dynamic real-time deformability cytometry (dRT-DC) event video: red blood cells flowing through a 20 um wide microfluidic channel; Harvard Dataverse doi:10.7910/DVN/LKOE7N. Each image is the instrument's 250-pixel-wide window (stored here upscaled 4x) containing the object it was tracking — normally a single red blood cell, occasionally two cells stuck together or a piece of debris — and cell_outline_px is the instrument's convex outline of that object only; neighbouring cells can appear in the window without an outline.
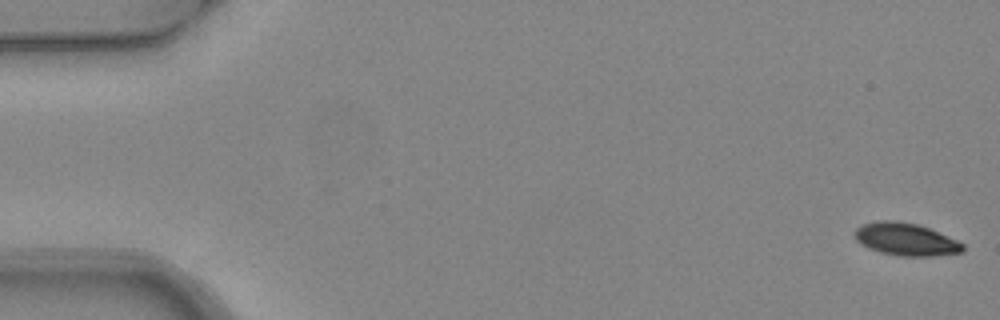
{"species": "common noctule bat (a hibernating species)", "species_latin": "Nyctalus noctula", "temperature_condition": "warm", "stored_images_in_passage": 6, "camera_frame_rate_fps": 3000, "um_per_image_px": 0.085, "animal": {"sex": "female", "body_mass_g": 24.6, "forearm_length_mm": 56.2}, "frame": {"image": 1, "passage_image": 1, "time_ms": 0.0, "image_size_px": [1000, 320], "cell_outline_px": [[964, 252], [932, 256], [900, 256], [880, 252], [868, 248], [860, 244], [856, 240], [856, 228], [864, 224], [876, 220], [896, 220], [916, 224], [928, 228], [956, 240], [964, 244]], "centroid_in_image_um": [76.98, 20.34], "position_along_channel_um": 8.0, "area_um2": 20.4}}
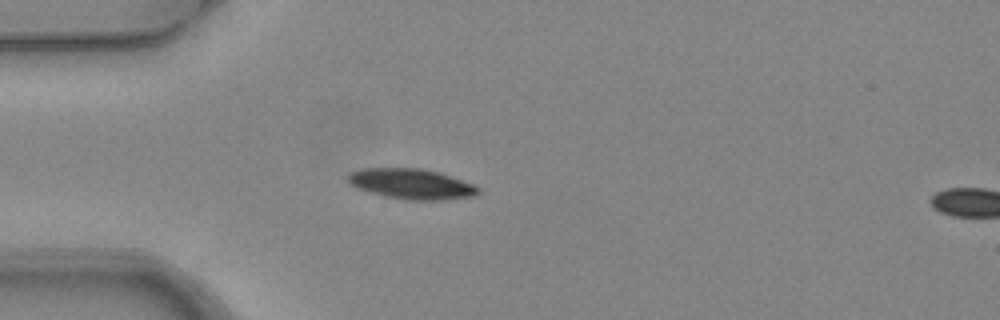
{"frame": {"image": 2, "passage_image": 5, "time_ms": 1.333, "image_size_px": [1000, 320], "cell_outline_px": [[480, 192], [476, 196], [444, 200], [408, 200], [384, 196], [368, 192], [356, 188], [348, 180], [348, 176], [352, 172], [364, 168], [420, 168], [440, 172], [472, 184], [480, 188]], "centroid_in_image_um": [35.0, 15.64], "position_along_channel_um": 50.0, "area_um2": 23.06}}